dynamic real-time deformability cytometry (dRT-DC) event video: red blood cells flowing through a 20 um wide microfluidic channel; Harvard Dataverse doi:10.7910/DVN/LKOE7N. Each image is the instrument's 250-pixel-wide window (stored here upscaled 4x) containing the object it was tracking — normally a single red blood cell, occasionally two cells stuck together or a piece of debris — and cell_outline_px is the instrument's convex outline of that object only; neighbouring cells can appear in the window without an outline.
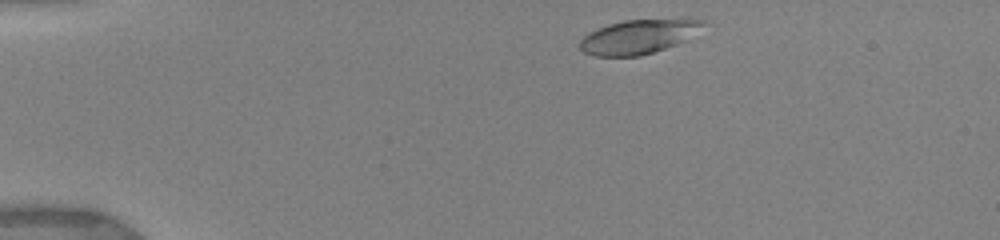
{"species": "human", "species_latin": "Homo sapiens", "temperature_condition": "warm", "stored_images_in_passage": 32, "camera_frame_rate_fps": 3000, "um_per_image_px": 0.085, "donor": {"sex": "female"}, "frame": {"image": 1, "passage_image": 2, "time_ms": 0.333, "image_size_px": [1000, 240], "cell_outline_px": [[708, 24], [684, 40], [676, 44], [640, 56], [596, 56], [584, 52], [580, 48], [580, 40], [588, 32], [608, 24], [624, 20], [684, 16], [704, 20]], "centroid_in_image_um": [54.35, 3.05], "position_along_channel_um": 30.7, "area_um2": 25.2}}
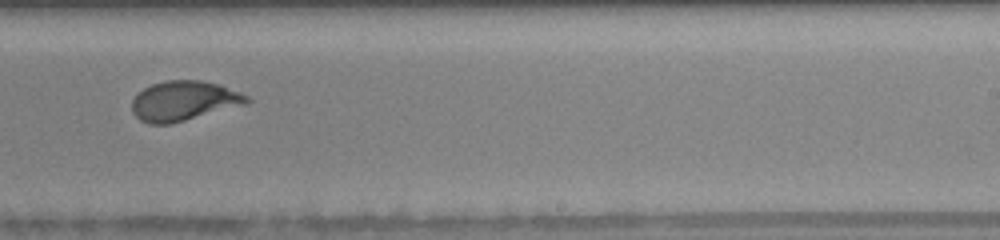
{"frame": {"image": 2, "passage_image": 19, "time_ms": 8.333, "image_size_px": [1000, 240], "cell_outline_px": [[252, 100], [248, 104], [172, 124], [148, 124], [140, 120], [132, 112], [132, 100], [144, 88], [152, 84], [164, 80], [200, 80], [220, 84], [240, 92], [248, 96]], "centroid_in_image_um": [15.66, 8.58], "position_along_channel_um": 273.3, "area_um2": 26.93}}
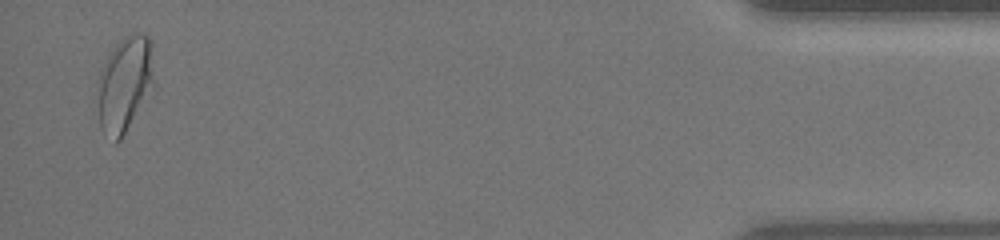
{"frame": {"image": 3, "passage_image": 32, "time_ms": 14.0, "image_size_px": [1000, 240], "cell_outline_px": [[152, 84], [120, 140], [116, 144], [100, 128], [96, 84], [96, 80], [112, 48], [124, 36], [136, 32], [140, 32], [148, 36], [152, 76]], "centroid_in_image_um": [10.5, 7.14], "position_along_channel_um": 424.7, "area_um2": 30.29}, "authors_computed_cell_mechanics": {"area_um2": 26.2123, "velocity_mm_per_s": 3.907, "shape_relaxation_time_tau1_ms": 3.9975, "shape_relaxation_time_tau2_ms": null, "deformation_change_tau1": 0.1812, "deformation_change_tau2": null}}